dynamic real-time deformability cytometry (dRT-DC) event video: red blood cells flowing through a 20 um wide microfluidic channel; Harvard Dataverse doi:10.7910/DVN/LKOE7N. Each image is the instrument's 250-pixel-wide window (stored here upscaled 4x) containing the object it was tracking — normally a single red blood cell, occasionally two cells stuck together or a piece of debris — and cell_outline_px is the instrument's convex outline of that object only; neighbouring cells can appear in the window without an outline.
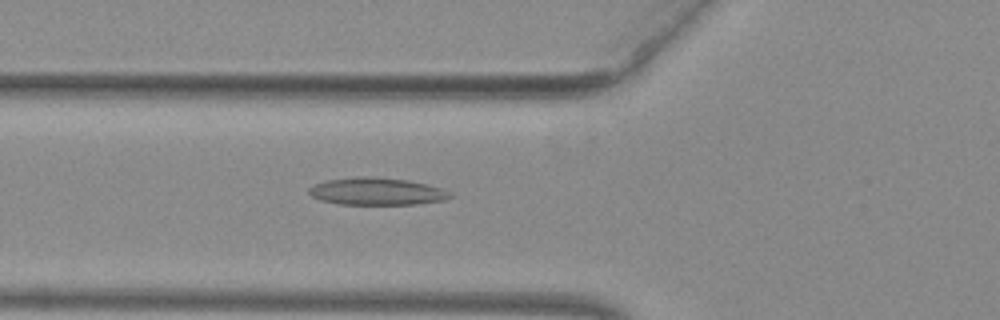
{"species": "common noctule bat (a hibernating species)", "species_latin": "Nyctalus noctula", "temperature_condition": "warm", "stored_images_in_passage": 44, "camera_frame_rate_fps": 3000, "um_per_image_px": 0.085, "animal": {"sex": "female", "body_mass_g": 29.2, "forearm_length_mm": 56.3}, "frame": {"image": 1, "passage_image": 11, "time_ms": 3.333, "image_size_px": [1000, 320], "cell_outline_px": [[452, 196], [444, 200], [416, 204], [340, 204], [320, 200], [312, 196], [308, 192], [308, 188], [312, 184], [324, 180], [356, 176], [376, 176], [408, 180], [428, 184], [452, 192]], "centroid_in_image_um": [31.99, 16.25], "position_along_channel_um": 93.8, "area_um2": 22.77}}
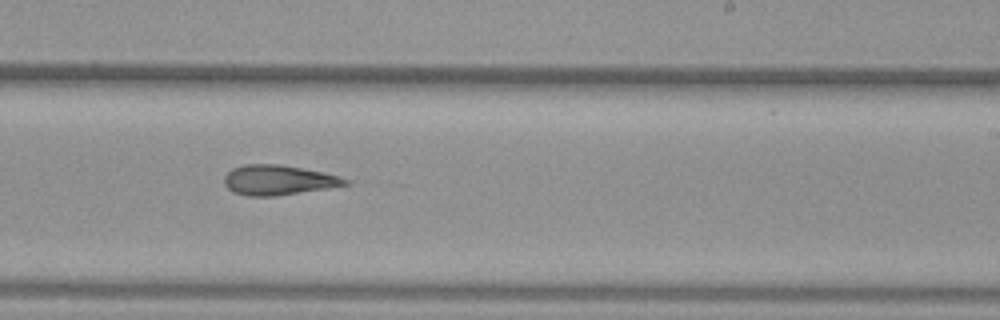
{"frame": {"image": 2, "passage_image": 24, "time_ms": 7.667, "image_size_px": [1000, 320], "cell_outline_px": [[352, 184], [328, 188], [276, 196], [248, 196], [232, 192], [224, 184], [224, 176], [232, 168], [244, 164], [280, 164], [340, 176], [352, 180]], "centroid_in_image_um": [23.67, 15.31], "position_along_channel_um": 265.3, "area_um2": 21.21}}
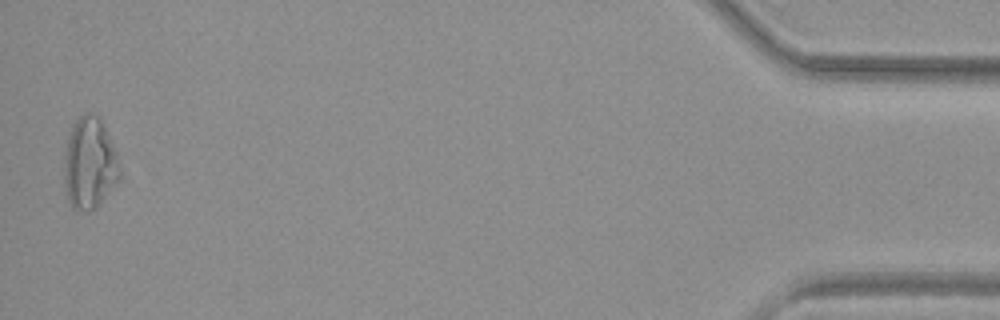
{"frame": {"image": 3, "passage_image": 43, "time_ms": 14.0, "image_size_px": [1000, 320], "cell_outline_px": [[120, 180], [100, 204], [88, 212], [76, 212], [72, 208], [68, 200], [64, 180], [64, 156], [68, 136], [72, 124], [84, 112], [92, 112], [104, 124], [116, 152], [120, 172]], "centroid_in_image_um": [7.61, 13.91], "position_along_channel_um": 427.6, "area_um2": 30.06}, "authors_computed_cell_mechanics": {"area_um2": 22.1663, "velocity_mm_per_s": 3.9747, "shape_relaxation_time_tau1_ms": null, "shape_relaxation_time_tau2_ms": 6.7149, "deformation_change_tau1": null, "deformation_change_tau2": 0.1862}}